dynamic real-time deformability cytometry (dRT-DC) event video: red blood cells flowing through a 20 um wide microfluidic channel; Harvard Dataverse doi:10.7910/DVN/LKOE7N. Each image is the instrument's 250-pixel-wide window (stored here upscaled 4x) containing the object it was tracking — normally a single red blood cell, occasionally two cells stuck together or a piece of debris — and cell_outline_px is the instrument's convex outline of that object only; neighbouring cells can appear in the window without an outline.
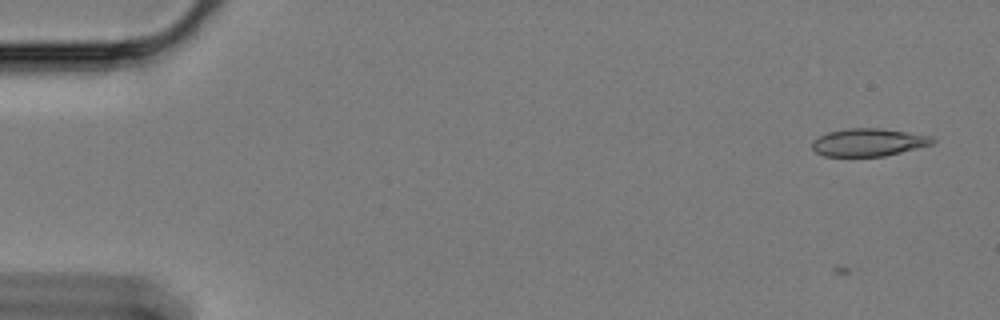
{"species": "Egyptian fruit bat (a non-hibernating species)", "species_latin": "Rousettus aegyptiacus", "temperature_condition": "cold", "stored_images_in_passage": 3, "camera_frame_rate_fps": 3000, "um_per_image_px": 0.085, "animal": {"sex": "female"}, "frame": {"image": 1, "passage_image": 3, "time_ms": 0.667, "image_size_px": [1000, 320], "cell_outline_px": [[936, 140], [932, 144], [884, 156], [824, 156], [816, 152], [812, 148], [812, 140], [828, 132], [848, 128], [880, 128], [932, 136]], "centroid_in_image_um": [73.8, 12.09], "position_along_channel_um": 11.2, "area_um2": 19.31}}